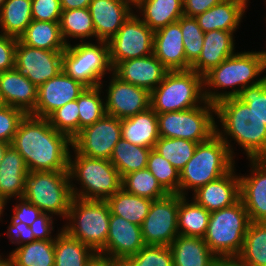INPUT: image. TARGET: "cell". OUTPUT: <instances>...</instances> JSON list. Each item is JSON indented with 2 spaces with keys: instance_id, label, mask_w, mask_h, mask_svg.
I'll use <instances>...</instances> for the list:
<instances>
[{
  "instance_id": "obj_1",
  "label": "cell",
  "mask_w": 266,
  "mask_h": 266,
  "mask_svg": "<svg viewBox=\"0 0 266 266\" xmlns=\"http://www.w3.org/2000/svg\"><path fill=\"white\" fill-rule=\"evenodd\" d=\"M11 145L23 157L29 172L68 171L72 140L57 132L47 118L25 115Z\"/></svg>"
},
{
  "instance_id": "obj_2",
  "label": "cell",
  "mask_w": 266,
  "mask_h": 266,
  "mask_svg": "<svg viewBox=\"0 0 266 266\" xmlns=\"http://www.w3.org/2000/svg\"><path fill=\"white\" fill-rule=\"evenodd\" d=\"M216 115L223 128L220 131L216 125V134L226 143L232 156L229 136L244 149L249 159L266 158V124L247 103L238 97L223 99L215 104Z\"/></svg>"
},
{
  "instance_id": "obj_3",
  "label": "cell",
  "mask_w": 266,
  "mask_h": 266,
  "mask_svg": "<svg viewBox=\"0 0 266 266\" xmlns=\"http://www.w3.org/2000/svg\"><path fill=\"white\" fill-rule=\"evenodd\" d=\"M265 70L264 51L234 53L203 77L205 100L216 104L223 99L237 97L244 88L259 84L265 76L254 79ZM209 87L212 90L216 88V91H211ZM229 87L233 90L217 92L218 88Z\"/></svg>"
},
{
  "instance_id": "obj_4",
  "label": "cell",
  "mask_w": 266,
  "mask_h": 266,
  "mask_svg": "<svg viewBox=\"0 0 266 266\" xmlns=\"http://www.w3.org/2000/svg\"><path fill=\"white\" fill-rule=\"evenodd\" d=\"M226 143L215 133L208 140L198 143L192 158L180 171L179 195H188L186 190L215 181L234 168L235 160Z\"/></svg>"
},
{
  "instance_id": "obj_5",
  "label": "cell",
  "mask_w": 266,
  "mask_h": 266,
  "mask_svg": "<svg viewBox=\"0 0 266 266\" xmlns=\"http://www.w3.org/2000/svg\"><path fill=\"white\" fill-rule=\"evenodd\" d=\"M74 161L69 155L70 181L78 180L82 189L71 184L73 197L84 200L106 201L122 188V177L108 159L91 158L78 154L74 149ZM76 187V188H74Z\"/></svg>"
},
{
  "instance_id": "obj_6",
  "label": "cell",
  "mask_w": 266,
  "mask_h": 266,
  "mask_svg": "<svg viewBox=\"0 0 266 266\" xmlns=\"http://www.w3.org/2000/svg\"><path fill=\"white\" fill-rule=\"evenodd\" d=\"M251 221L241 199L233 205L210 212L203 237L216 257H237Z\"/></svg>"
},
{
  "instance_id": "obj_7",
  "label": "cell",
  "mask_w": 266,
  "mask_h": 266,
  "mask_svg": "<svg viewBox=\"0 0 266 266\" xmlns=\"http://www.w3.org/2000/svg\"><path fill=\"white\" fill-rule=\"evenodd\" d=\"M205 101L203 77L191 69L168 71L150 92V107L156 113L192 109Z\"/></svg>"
},
{
  "instance_id": "obj_8",
  "label": "cell",
  "mask_w": 266,
  "mask_h": 266,
  "mask_svg": "<svg viewBox=\"0 0 266 266\" xmlns=\"http://www.w3.org/2000/svg\"><path fill=\"white\" fill-rule=\"evenodd\" d=\"M23 198L42 213L66 218L73 199L68 171L29 172Z\"/></svg>"
},
{
  "instance_id": "obj_9",
  "label": "cell",
  "mask_w": 266,
  "mask_h": 266,
  "mask_svg": "<svg viewBox=\"0 0 266 266\" xmlns=\"http://www.w3.org/2000/svg\"><path fill=\"white\" fill-rule=\"evenodd\" d=\"M70 222L62 228L70 236L89 245L98 253L109 232L110 209L106 201L73 197L66 217Z\"/></svg>"
},
{
  "instance_id": "obj_10",
  "label": "cell",
  "mask_w": 266,
  "mask_h": 266,
  "mask_svg": "<svg viewBox=\"0 0 266 266\" xmlns=\"http://www.w3.org/2000/svg\"><path fill=\"white\" fill-rule=\"evenodd\" d=\"M97 44H69L63 52L62 70L86 87L100 86L104 75L112 72L108 41L98 40Z\"/></svg>"
},
{
  "instance_id": "obj_11",
  "label": "cell",
  "mask_w": 266,
  "mask_h": 266,
  "mask_svg": "<svg viewBox=\"0 0 266 266\" xmlns=\"http://www.w3.org/2000/svg\"><path fill=\"white\" fill-rule=\"evenodd\" d=\"M204 106L176 112L157 113L160 137L182 138L197 143L208 140L216 133L215 104L205 101Z\"/></svg>"
},
{
  "instance_id": "obj_12",
  "label": "cell",
  "mask_w": 266,
  "mask_h": 266,
  "mask_svg": "<svg viewBox=\"0 0 266 266\" xmlns=\"http://www.w3.org/2000/svg\"><path fill=\"white\" fill-rule=\"evenodd\" d=\"M134 13L108 41L112 69L122 61L153 54L154 31Z\"/></svg>"
},
{
  "instance_id": "obj_13",
  "label": "cell",
  "mask_w": 266,
  "mask_h": 266,
  "mask_svg": "<svg viewBox=\"0 0 266 266\" xmlns=\"http://www.w3.org/2000/svg\"><path fill=\"white\" fill-rule=\"evenodd\" d=\"M178 208L179 194H168L152 201L141 225L145 245L170 246L179 235Z\"/></svg>"
},
{
  "instance_id": "obj_14",
  "label": "cell",
  "mask_w": 266,
  "mask_h": 266,
  "mask_svg": "<svg viewBox=\"0 0 266 266\" xmlns=\"http://www.w3.org/2000/svg\"><path fill=\"white\" fill-rule=\"evenodd\" d=\"M121 137V119L105 114L80 130L72 139V148L87 157L109 160Z\"/></svg>"
},
{
  "instance_id": "obj_15",
  "label": "cell",
  "mask_w": 266,
  "mask_h": 266,
  "mask_svg": "<svg viewBox=\"0 0 266 266\" xmlns=\"http://www.w3.org/2000/svg\"><path fill=\"white\" fill-rule=\"evenodd\" d=\"M63 52L29 47L18 39L14 68L39 87L62 71Z\"/></svg>"
},
{
  "instance_id": "obj_16",
  "label": "cell",
  "mask_w": 266,
  "mask_h": 266,
  "mask_svg": "<svg viewBox=\"0 0 266 266\" xmlns=\"http://www.w3.org/2000/svg\"><path fill=\"white\" fill-rule=\"evenodd\" d=\"M105 97L106 114L125 119L150 108V92L121 80L114 73Z\"/></svg>"
},
{
  "instance_id": "obj_17",
  "label": "cell",
  "mask_w": 266,
  "mask_h": 266,
  "mask_svg": "<svg viewBox=\"0 0 266 266\" xmlns=\"http://www.w3.org/2000/svg\"><path fill=\"white\" fill-rule=\"evenodd\" d=\"M85 88V85L62 70L38 87L36 107L30 115L47 118L56 109L77 100Z\"/></svg>"
},
{
  "instance_id": "obj_18",
  "label": "cell",
  "mask_w": 266,
  "mask_h": 266,
  "mask_svg": "<svg viewBox=\"0 0 266 266\" xmlns=\"http://www.w3.org/2000/svg\"><path fill=\"white\" fill-rule=\"evenodd\" d=\"M141 226L110 214L106 245L97 253L117 260L134 256L143 246Z\"/></svg>"
},
{
  "instance_id": "obj_19",
  "label": "cell",
  "mask_w": 266,
  "mask_h": 266,
  "mask_svg": "<svg viewBox=\"0 0 266 266\" xmlns=\"http://www.w3.org/2000/svg\"><path fill=\"white\" fill-rule=\"evenodd\" d=\"M251 174L239 176L240 199L251 222H266V158L250 159Z\"/></svg>"
},
{
  "instance_id": "obj_20",
  "label": "cell",
  "mask_w": 266,
  "mask_h": 266,
  "mask_svg": "<svg viewBox=\"0 0 266 266\" xmlns=\"http://www.w3.org/2000/svg\"><path fill=\"white\" fill-rule=\"evenodd\" d=\"M131 0H92L89 11L97 41H109L133 13Z\"/></svg>"
},
{
  "instance_id": "obj_21",
  "label": "cell",
  "mask_w": 266,
  "mask_h": 266,
  "mask_svg": "<svg viewBox=\"0 0 266 266\" xmlns=\"http://www.w3.org/2000/svg\"><path fill=\"white\" fill-rule=\"evenodd\" d=\"M169 70L154 54L119 62L112 72L121 80L151 92Z\"/></svg>"
},
{
  "instance_id": "obj_22",
  "label": "cell",
  "mask_w": 266,
  "mask_h": 266,
  "mask_svg": "<svg viewBox=\"0 0 266 266\" xmlns=\"http://www.w3.org/2000/svg\"><path fill=\"white\" fill-rule=\"evenodd\" d=\"M235 168L220 177L199 187L193 199L208 212L229 207L240 199V179L235 175Z\"/></svg>"
},
{
  "instance_id": "obj_23",
  "label": "cell",
  "mask_w": 266,
  "mask_h": 266,
  "mask_svg": "<svg viewBox=\"0 0 266 266\" xmlns=\"http://www.w3.org/2000/svg\"><path fill=\"white\" fill-rule=\"evenodd\" d=\"M38 87L16 69L0 72V99L2 104L31 114L37 102Z\"/></svg>"
},
{
  "instance_id": "obj_24",
  "label": "cell",
  "mask_w": 266,
  "mask_h": 266,
  "mask_svg": "<svg viewBox=\"0 0 266 266\" xmlns=\"http://www.w3.org/2000/svg\"><path fill=\"white\" fill-rule=\"evenodd\" d=\"M235 31L212 30L204 33V42L198 59L190 69L204 77L213 68L234 54Z\"/></svg>"
},
{
  "instance_id": "obj_25",
  "label": "cell",
  "mask_w": 266,
  "mask_h": 266,
  "mask_svg": "<svg viewBox=\"0 0 266 266\" xmlns=\"http://www.w3.org/2000/svg\"><path fill=\"white\" fill-rule=\"evenodd\" d=\"M153 54L169 71L186 70V54L178 22L154 32Z\"/></svg>"
},
{
  "instance_id": "obj_26",
  "label": "cell",
  "mask_w": 266,
  "mask_h": 266,
  "mask_svg": "<svg viewBox=\"0 0 266 266\" xmlns=\"http://www.w3.org/2000/svg\"><path fill=\"white\" fill-rule=\"evenodd\" d=\"M28 173L23 157L10 145L0 164V200L5 205L13 196L23 198Z\"/></svg>"
},
{
  "instance_id": "obj_27",
  "label": "cell",
  "mask_w": 266,
  "mask_h": 266,
  "mask_svg": "<svg viewBox=\"0 0 266 266\" xmlns=\"http://www.w3.org/2000/svg\"><path fill=\"white\" fill-rule=\"evenodd\" d=\"M246 8L243 0H222L195 18L204 33L212 30L236 31Z\"/></svg>"
},
{
  "instance_id": "obj_28",
  "label": "cell",
  "mask_w": 266,
  "mask_h": 266,
  "mask_svg": "<svg viewBox=\"0 0 266 266\" xmlns=\"http://www.w3.org/2000/svg\"><path fill=\"white\" fill-rule=\"evenodd\" d=\"M121 136L131 144L152 149L160 138L157 113L150 107L144 112L121 119Z\"/></svg>"
},
{
  "instance_id": "obj_29",
  "label": "cell",
  "mask_w": 266,
  "mask_h": 266,
  "mask_svg": "<svg viewBox=\"0 0 266 266\" xmlns=\"http://www.w3.org/2000/svg\"><path fill=\"white\" fill-rule=\"evenodd\" d=\"M141 20L154 32L177 22L183 15V0H136Z\"/></svg>"
},
{
  "instance_id": "obj_30",
  "label": "cell",
  "mask_w": 266,
  "mask_h": 266,
  "mask_svg": "<svg viewBox=\"0 0 266 266\" xmlns=\"http://www.w3.org/2000/svg\"><path fill=\"white\" fill-rule=\"evenodd\" d=\"M170 248L174 266H212L216 258L200 237L178 235Z\"/></svg>"
},
{
  "instance_id": "obj_31",
  "label": "cell",
  "mask_w": 266,
  "mask_h": 266,
  "mask_svg": "<svg viewBox=\"0 0 266 266\" xmlns=\"http://www.w3.org/2000/svg\"><path fill=\"white\" fill-rule=\"evenodd\" d=\"M54 266H88L97 253L89 246L70 236L65 230L55 236Z\"/></svg>"
},
{
  "instance_id": "obj_32",
  "label": "cell",
  "mask_w": 266,
  "mask_h": 266,
  "mask_svg": "<svg viewBox=\"0 0 266 266\" xmlns=\"http://www.w3.org/2000/svg\"><path fill=\"white\" fill-rule=\"evenodd\" d=\"M19 40L29 47L45 50L64 51L67 47L60 22L32 20Z\"/></svg>"
},
{
  "instance_id": "obj_33",
  "label": "cell",
  "mask_w": 266,
  "mask_h": 266,
  "mask_svg": "<svg viewBox=\"0 0 266 266\" xmlns=\"http://www.w3.org/2000/svg\"><path fill=\"white\" fill-rule=\"evenodd\" d=\"M153 200L126 192L123 188L106 200L110 214L141 226Z\"/></svg>"
},
{
  "instance_id": "obj_34",
  "label": "cell",
  "mask_w": 266,
  "mask_h": 266,
  "mask_svg": "<svg viewBox=\"0 0 266 266\" xmlns=\"http://www.w3.org/2000/svg\"><path fill=\"white\" fill-rule=\"evenodd\" d=\"M31 6V0H6L0 9V33L19 39L33 20Z\"/></svg>"
},
{
  "instance_id": "obj_35",
  "label": "cell",
  "mask_w": 266,
  "mask_h": 266,
  "mask_svg": "<svg viewBox=\"0 0 266 266\" xmlns=\"http://www.w3.org/2000/svg\"><path fill=\"white\" fill-rule=\"evenodd\" d=\"M10 266H54V240H35L9 254Z\"/></svg>"
},
{
  "instance_id": "obj_36",
  "label": "cell",
  "mask_w": 266,
  "mask_h": 266,
  "mask_svg": "<svg viewBox=\"0 0 266 266\" xmlns=\"http://www.w3.org/2000/svg\"><path fill=\"white\" fill-rule=\"evenodd\" d=\"M179 195L178 231L179 235L203 238L210 219V212L194 199Z\"/></svg>"
},
{
  "instance_id": "obj_37",
  "label": "cell",
  "mask_w": 266,
  "mask_h": 266,
  "mask_svg": "<svg viewBox=\"0 0 266 266\" xmlns=\"http://www.w3.org/2000/svg\"><path fill=\"white\" fill-rule=\"evenodd\" d=\"M151 148L137 146L121 139L114 146L110 162L123 177L126 174L145 169Z\"/></svg>"
},
{
  "instance_id": "obj_38",
  "label": "cell",
  "mask_w": 266,
  "mask_h": 266,
  "mask_svg": "<svg viewBox=\"0 0 266 266\" xmlns=\"http://www.w3.org/2000/svg\"><path fill=\"white\" fill-rule=\"evenodd\" d=\"M238 257L247 266H266V222H251Z\"/></svg>"
},
{
  "instance_id": "obj_39",
  "label": "cell",
  "mask_w": 266,
  "mask_h": 266,
  "mask_svg": "<svg viewBox=\"0 0 266 266\" xmlns=\"http://www.w3.org/2000/svg\"><path fill=\"white\" fill-rule=\"evenodd\" d=\"M60 28L62 37L67 45V38H84L95 37V29L89 8L62 10L60 19Z\"/></svg>"
},
{
  "instance_id": "obj_40",
  "label": "cell",
  "mask_w": 266,
  "mask_h": 266,
  "mask_svg": "<svg viewBox=\"0 0 266 266\" xmlns=\"http://www.w3.org/2000/svg\"><path fill=\"white\" fill-rule=\"evenodd\" d=\"M122 188L128 193L150 200L160 199L169 194L147 168L124 175Z\"/></svg>"
},
{
  "instance_id": "obj_41",
  "label": "cell",
  "mask_w": 266,
  "mask_h": 266,
  "mask_svg": "<svg viewBox=\"0 0 266 266\" xmlns=\"http://www.w3.org/2000/svg\"><path fill=\"white\" fill-rule=\"evenodd\" d=\"M197 145L187 139L160 137L153 149L181 171L194 155Z\"/></svg>"
},
{
  "instance_id": "obj_42",
  "label": "cell",
  "mask_w": 266,
  "mask_h": 266,
  "mask_svg": "<svg viewBox=\"0 0 266 266\" xmlns=\"http://www.w3.org/2000/svg\"><path fill=\"white\" fill-rule=\"evenodd\" d=\"M103 85L86 87L77 99L79 109V132L82 128L100 120L105 114L104 99H101Z\"/></svg>"
},
{
  "instance_id": "obj_43",
  "label": "cell",
  "mask_w": 266,
  "mask_h": 266,
  "mask_svg": "<svg viewBox=\"0 0 266 266\" xmlns=\"http://www.w3.org/2000/svg\"><path fill=\"white\" fill-rule=\"evenodd\" d=\"M146 168L169 194H179L180 171L153 148L149 152Z\"/></svg>"
},
{
  "instance_id": "obj_44",
  "label": "cell",
  "mask_w": 266,
  "mask_h": 266,
  "mask_svg": "<svg viewBox=\"0 0 266 266\" xmlns=\"http://www.w3.org/2000/svg\"><path fill=\"white\" fill-rule=\"evenodd\" d=\"M186 54V70L198 59L204 42V32L195 17L183 15L178 21Z\"/></svg>"
},
{
  "instance_id": "obj_45",
  "label": "cell",
  "mask_w": 266,
  "mask_h": 266,
  "mask_svg": "<svg viewBox=\"0 0 266 266\" xmlns=\"http://www.w3.org/2000/svg\"><path fill=\"white\" fill-rule=\"evenodd\" d=\"M49 124L71 140L79 133V109L77 100L70 101L47 117Z\"/></svg>"
},
{
  "instance_id": "obj_46",
  "label": "cell",
  "mask_w": 266,
  "mask_h": 266,
  "mask_svg": "<svg viewBox=\"0 0 266 266\" xmlns=\"http://www.w3.org/2000/svg\"><path fill=\"white\" fill-rule=\"evenodd\" d=\"M125 261L130 266H174L170 246L163 245H144Z\"/></svg>"
},
{
  "instance_id": "obj_47",
  "label": "cell",
  "mask_w": 266,
  "mask_h": 266,
  "mask_svg": "<svg viewBox=\"0 0 266 266\" xmlns=\"http://www.w3.org/2000/svg\"><path fill=\"white\" fill-rule=\"evenodd\" d=\"M237 97L266 124V77L259 84L244 88Z\"/></svg>"
},
{
  "instance_id": "obj_48",
  "label": "cell",
  "mask_w": 266,
  "mask_h": 266,
  "mask_svg": "<svg viewBox=\"0 0 266 266\" xmlns=\"http://www.w3.org/2000/svg\"><path fill=\"white\" fill-rule=\"evenodd\" d=\"M25 115L18 108L4 104L0 106V142L12 143L20 121Z\"/></svg>"
},
{
  "instance_id": "obj_49",
  "label": "cell",
  "mask_w": 266,
  "mask_h": 266,
  "mask_svg": "<svg viewBox=\"0 0 266 266\" xmlns=\"http://www.w3.org/2000/svg\"><path fill=\"white\" fill-rule=\"evenodd\" d=\"M32 19L36 21L60 22L62 9L60 0H31Z\"/></svg>"
},
{
  "instance_id": "obj_50",
  "label": "cell",
  "mask_w": 266,
  "mask_h": 266,
  "mask_svg": "<svg viewBox=\"0 0 266 266\" xmlns=\"http://www.w3.org/2000/svg\"><path fill=\"white\" fill-rule=\"evenodd\" d=\"M18 38L0 34V72L14 69Z\"/></svg>"
},
{
  "instance_id": "obj_51",
  "label": "cell",
  "mask_w": 266,
  "mask_h": 266,
  "mask_svg": "<svg viewBox=\"0 0 266 266\" xmlns=\"http://www.w3.org/2000/svg\"><path fill=\"white\" fill-rule=\"evenodd\" d=\"M20 204L13 208L14 215L12 219L31 226L33 222L42 214V211L35 205L31 204L25 198H19Z\"/></svg>"
},
{
  "instance_id": "obj_52",
  "label": "cell",
  "mask_w": 266,
  "mask_h": 266,
  "mask_svg": "<svg viewBox=\"0 0 266 266\" xmlns=\"http://www.w3.org/2000/svg\"><path fill=\"white\" fill-rule=\"evenodd\" d=\"M7 236L11 243L19 246L35 241L31 228L26 224L14 221L13 219H11L8 227Z\"/></svg>"
},
{
  "instance_id": "obj_53",
  "label": "cell",
  "mask_w": 266,
  "mask_h": 266,
  "mask_svg": "<svg viewBox=\"0 0 266 266\" xmlns=\"http://www.w3.org/2000/svg\"><path fill=\"white\" fill-rule=\"evenodd\" d=\"M53 216L42 213L30 226L35 240H55L52 239L51 233L53 228Z\"/></svg>"
},
{
  "instance_id": "obj_54",
  "label": "cell",
  "mask_w": 266,
  "mask_h": 266,
  "mask_svg": "<svg viewBox=\"0 0 266 266\" xmlns=\"http://www.w3.org/2000/svg\"><path fill=\"white\" fill-rule=\"evenodd\" d=\"M222 0H183V13L185 16L196 17L206 10L217 5Z\"/></svg>"
},
{
  "instance_id": "obj_55",
  "label": "cell",
  "mask_w": 266,
  "mask_h": 266,
  "mask_svg": "<svg viewBox=\"0 0 266 266\" xmlns=\"http://www.w3.org/2000/svg\"><path fill=\"white\" fill-rule=\"evenodd\" d=\"M212 266H247L238 256L237 257H216Z\"/></svg>"
},
{
  "instance_id": "obj_56",
  "label": "cell",
  "mask_w": 266,
  "mask_h": 266,
  "mask_svg": "<svg viewBox=\"0 0 266 266\" xmlns=\"http://www.w3.org/2000/svg\"><path fill=\"white\" fill-rule=\"evenodd\" d=\"M92 0H60L62 10L88 8Z\"/></svg>"
},
{
  "instance_id": "obj_57",
  "label": "cell",
  "mask_w": 266,
  "mask_h": 266,
  "mask_svg": "<svg viewBox=\"0 0 266 266\" xmlns=\"http://www.w3.org/2000/svg\"><path fill=\"white\" fill-rule=\"evenodd\" d=\"M88 266H116V259L97 254Z\"/></svg>"
},
{
  "instance_id": "obj_58",
  "label": "cell",
  "mask_w": 266,
  "mask_h": 266,
  "mask_svg": "<svg viewBox=\"0 0 266 266\" xmlns=\"http://www.w3.org/2000/svg\"><path fill=\"white\" fill-rule=\"evenodd\" d=\"M11 144L9 143H5V142H0V164H1V161L4 157V154L6 152V149L10 146Z\"/></svg>"
},
{
  "instance_id": "obj_59",
  "label": "cell",
  "mask_w": 266,
  "mask_h": 266,
  "mask_svg": "<svg viewBox=\"0 0 266 266\" xmlns=\"http://www.w3.org/2000/svg\"><path fill=\"white\" fill-rule=\"evenodd\" d=\"M2 256L0 255V266H10L8 258H1Z\"/></svg>"
},
{
  "instance_id": "obj_60",
  "label": "cell",
  "mask_w": 266,
  "mask_h": 266,
  "mask_svg": "<svg viewBox=\"0 0 266 266\" xmlns=\"http://www.w3.org/2000/svg\"><path fill=\"white\" fill-rule=\"evenodd\" d=\"M116 266H130V265L125 260L116 259Z\"/></svg>"
},
{
  "instance_id": "obj_61",
  "label": "cell",
  "mask_w": 266,
  "mask_h": 266,
  "mask_svg": "<svg viewBox=\"0 0 266 266\" xmlns=\"http://www.w3.org/2000/svg\"><path fill=\"white\" fill-rule=\"evenodd\" d=\"M4 206H5V204L0 200V217H1V215H3L2 213L4 212L3 211V209L5 208Z\"/></svg>"
},
{
  "instance_id": "obj_62",
  "label": "cell",
  "mask_w": 266,
  "mask_h": 266,
  "mask_svg": "<svg viewBox=\"0 0 266 266\" xmlns=\"http://www.w3.org/2000/svg\"><path fill=\"white\" fill-rule=\"evenodd\" d=\"M6 0H0V9L1 7L3 6V3L5 2Z\"/></svg>"
},
{
  "instance_id": "obj_63",
  "label": "cell",
  "mask_w": 266,
  "mask_h": 266,
  "mask_svg": "<svg viewBox=\"0 0 266 266\" xmlns=\"http://www.w3.org/2000/svg\"><path fill=\"white\" fill-rule=\"evenodd\" d=\"M264 53H265V66H266V51H264ZM265 77H266V75H265Z\"/></svg>"
}]
</instances>
